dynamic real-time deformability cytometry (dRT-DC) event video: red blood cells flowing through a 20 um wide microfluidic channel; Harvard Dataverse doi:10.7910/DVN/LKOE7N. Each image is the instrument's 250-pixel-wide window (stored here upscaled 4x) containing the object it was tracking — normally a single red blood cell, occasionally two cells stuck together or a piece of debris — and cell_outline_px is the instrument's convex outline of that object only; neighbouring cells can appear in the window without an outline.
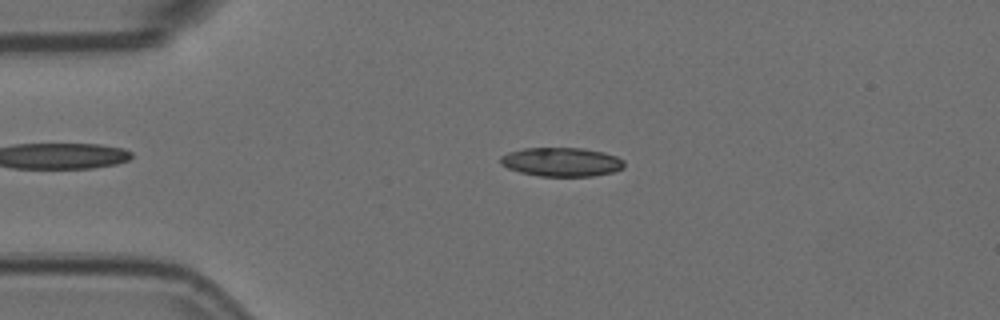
{"species": "Egyptian fruit bat (a non-hibernating species)", "species_latin": "Rousettus aegyptiacus", "temperature_condition": "room temperature", "stored_images_in_passage": 56, "camera_frame_rate_fps": 3000, "um_per_image_px": 0.085, "animal": {"sex": "female"}, "frame": {"image": 1, "passage_image": 12, "time_ms": 3.667, "image_size_px": [1000, 320], "cell_outline_px": [[624, 168], [612, 172], [592, 176], [540, 176], [520, 172], [508, 168], [500, 164], [500, 156], [508, 152], [524, 148], [584, 148], [604, 152], [616, 156], [624, 160]], "centroid_in_image_um": [47.73, 13.76], "position_along_channel_um": 37.3, "area_um2": 20.92}}
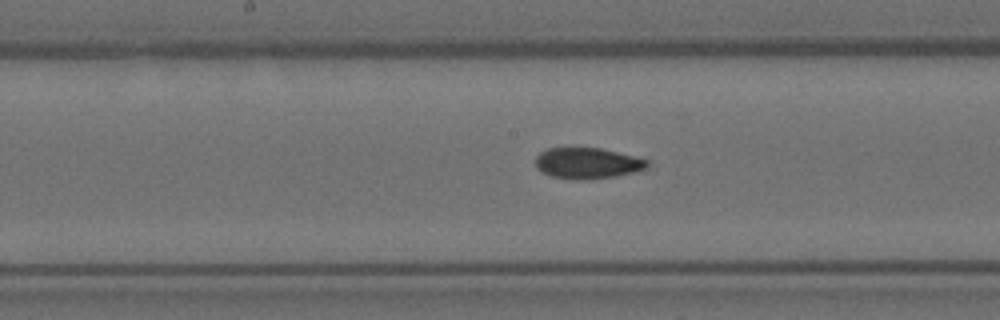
{"frame": {"image": 2, "passage_image": 28, "time_ms": 9.0, "image_size_px": [1000, 320], "cell_outline_px": [[648, 164], [644, 168], [636, 172], [616, 176], [584, 180], [576, 180], [552, 176], [540, 172], [536, 168], [536, 156], [540, 152], [548, 148], [600, 148], [648, 160]], "centroid_in_image_um": [49.88, 13.88], "position_along_channel_um": 198.3, "area_um2": 20.06}}
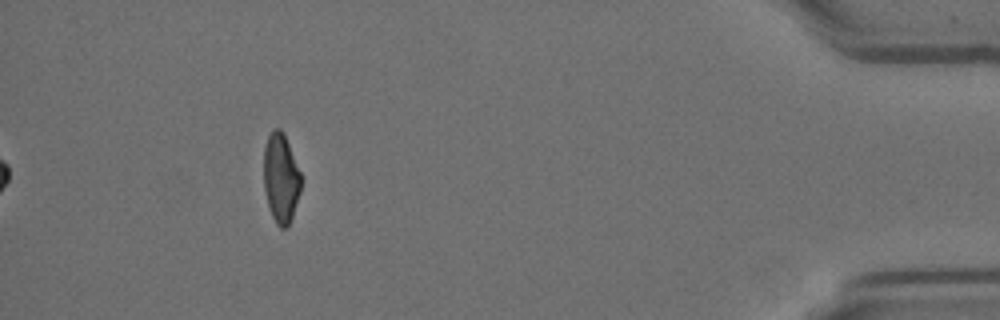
{"frame": {"image": 3, "passage_image": 51, "time_ms": 16.667, "image_size_px": [1000, 320], "cell_outline_px": [[300, 192], [288, 228], [280, 228], [276, 224], [268, 208], [264, 188], [264, 148], [268, 136], [272, 128], [280, 128], [284, 132], [300, 172]], "centroid_in_image_um": [23.86, 15.14], "position_along_channel_um": 411.3, "area_um2": 19.48}, "authors_computed_cell_mechanics": {"area_um2": 20.23, "velocity_mm_per_s": 3.5955, "shape_relaxation_time_tau1_ms": null, "shape_relaxation_time_tau2_ms": 3.5167, "deformation_change_tau1": null, "deformation_change_tau2": 0.0906}}